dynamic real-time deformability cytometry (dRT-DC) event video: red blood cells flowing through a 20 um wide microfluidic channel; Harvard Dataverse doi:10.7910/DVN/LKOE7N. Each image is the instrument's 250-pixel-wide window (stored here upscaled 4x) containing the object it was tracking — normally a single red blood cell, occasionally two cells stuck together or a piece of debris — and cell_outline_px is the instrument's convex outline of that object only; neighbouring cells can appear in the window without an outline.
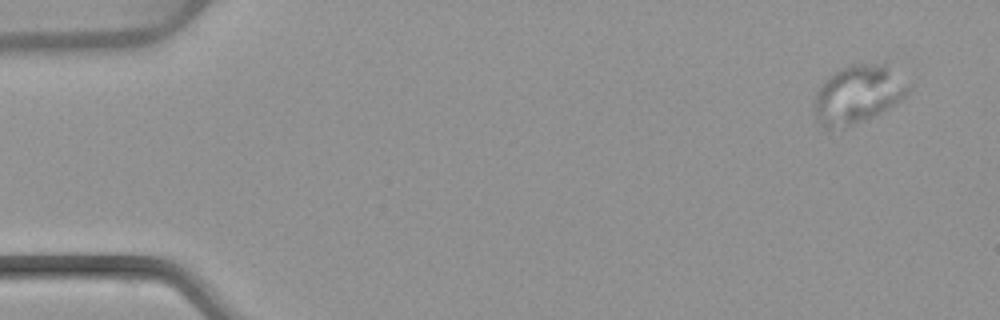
{"species": "common noctule bat (a hibernating species)", "species_latin": "Nyctalus noctula", "temperature_condition": "warm", "stored_images_in_passage": 6, "camera_frame_rate_fps": 3000, "um_per_image_px": 0.085, "animal": {"sex": "female", "body_mass_g": 22.7, "forearm_length_mm": 54.2}, "frame": {"image": 1, "passage_image": 1, "time_ms": 0.0, "image_size_px": [1000, 320], "cell_outline_px": [[912, 88], [904, 100], [864, 120], [844, 128], [828, 132], [816, 120], [812, 112], [812, 104], [816, 92], [824, 80], [828, 76], [840, 68], [852, 64], [884, 60], [912, 84]], "centroid_in_image_um": [72.94, 7.99], "position_along_channel_um": 12.1, "area_um2": 33.52}}
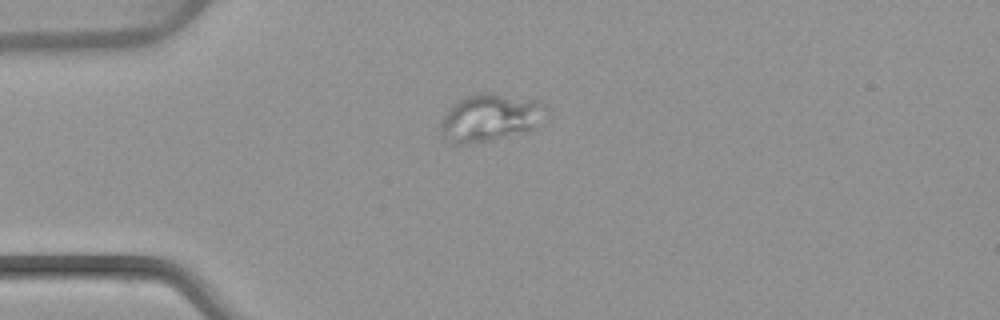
{"frame": {"image": 2, "passage_image": 4, "time_ms": 3.667, "image_size_px": [1000, 320], "cell_outline_px": [[548, 104], [532, 128], [528, 132], [492, 140], [460, 144], [452, 144], [440, 140], [440, 124], [444, 116], [452, 104], [464, 96], [480, 92], [492, 92], [540, 100]], "centroid_in_image_um": [41.58, 9.99], "position_along_channel_um": 43.4, "area_um2": 29.48}}
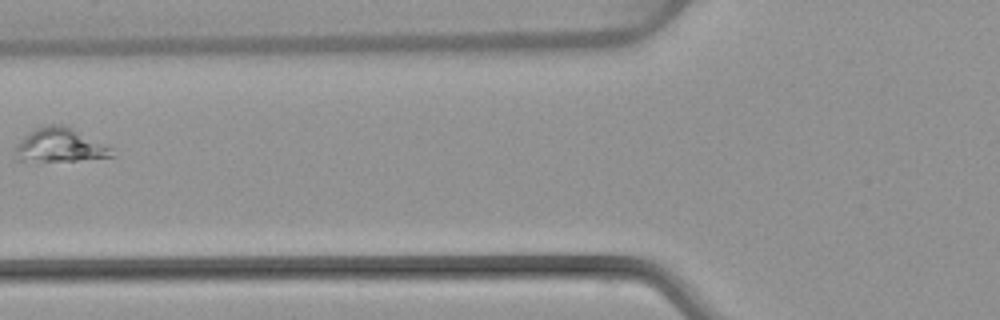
{"frame": {"image": 3, "passage_image": 6, "time_ms": 6.333, "image_size_px": [1000, 320], "cell_outline_px": [[116, 156], [76, 160], [16, 160], [12, 156], [12, 148], [28, 132], [44, 124], [60, 124], [72, 128], [116, 148]], "centroid_in_image_um": [5.1, 12.33], "position_along_channel_um": 120.7, "area_um2": 19.48}}